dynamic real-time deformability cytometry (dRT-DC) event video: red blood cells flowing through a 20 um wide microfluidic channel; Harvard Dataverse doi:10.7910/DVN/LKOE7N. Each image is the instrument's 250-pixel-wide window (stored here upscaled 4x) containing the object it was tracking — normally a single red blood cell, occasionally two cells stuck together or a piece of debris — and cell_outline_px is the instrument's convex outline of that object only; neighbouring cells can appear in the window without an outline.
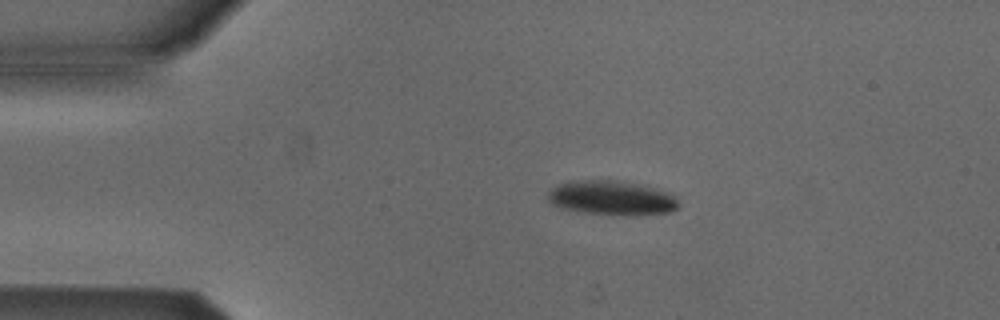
{"species": "Egyptian fruit bat (a non-hibernating species)", "species_latin": "Rousettus aegyptiacus", "temperature_condition": "cold", "stored_images_in_passage": 3, "camera_frame_rate_fps": 3000, "um_per_image_px": 0.085, "animal": {"sex": "male"}, "frame": {"image": 1, "passage_image": 2, "time_ms": 0.333, "image_size_px": [1000, 320], "cell_outline_px": [[680, 204], [676, 208], [668, 212], [624, 216], [584, 212], [560, 208], [552, 204], [548, 200], [548, 192], [552, 188], [560, 184], [584, 180], [612, 180], [644, 184], [668, 192], [676, 196]], "centroid_in_image_um": [52.03, 16.82], "position_along_channel_um": 33.0, "area_um2": 26.24}}